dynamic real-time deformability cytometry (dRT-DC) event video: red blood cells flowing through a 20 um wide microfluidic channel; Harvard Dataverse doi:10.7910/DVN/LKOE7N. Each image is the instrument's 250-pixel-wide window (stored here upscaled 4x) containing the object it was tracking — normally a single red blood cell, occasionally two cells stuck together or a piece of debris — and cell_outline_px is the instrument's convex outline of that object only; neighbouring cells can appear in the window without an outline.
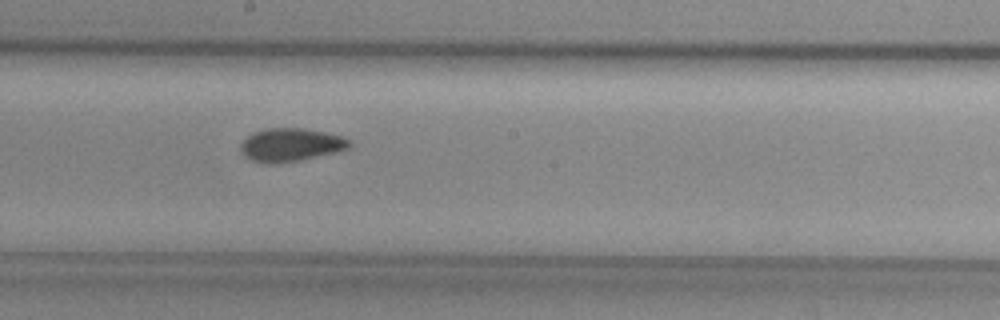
{"species": "common noctule bat (a hibernating species)", "species_latin": "Nyctalus noctula", "temperature_condition": "cold", "stored_images_in_passage": 10, "camera_frame_rate_fps": 3000, "um_per_image_px": 0.085, "animal": {"sex": "female", "body_mass_g": 29.2, "forearm_length_mm": 56.3}, "frame": {"image": 1, "passage_image": 9, "time_ms": 10.333, "image_size_px": [1000, 320], "cell_outline_px": [[352, 144], [348, 148], [300, 160], [276, 164], [252, 160], [244, 156], [240, 148], [240, 144], [252, 132], [268, 128], [304, 128], [324, 132], [340, 136], [348, 140]], "centroid_in_image_um": [24.66, 12.3], "position_along_channel_um": 223.5, "area_um2": 20.69}}